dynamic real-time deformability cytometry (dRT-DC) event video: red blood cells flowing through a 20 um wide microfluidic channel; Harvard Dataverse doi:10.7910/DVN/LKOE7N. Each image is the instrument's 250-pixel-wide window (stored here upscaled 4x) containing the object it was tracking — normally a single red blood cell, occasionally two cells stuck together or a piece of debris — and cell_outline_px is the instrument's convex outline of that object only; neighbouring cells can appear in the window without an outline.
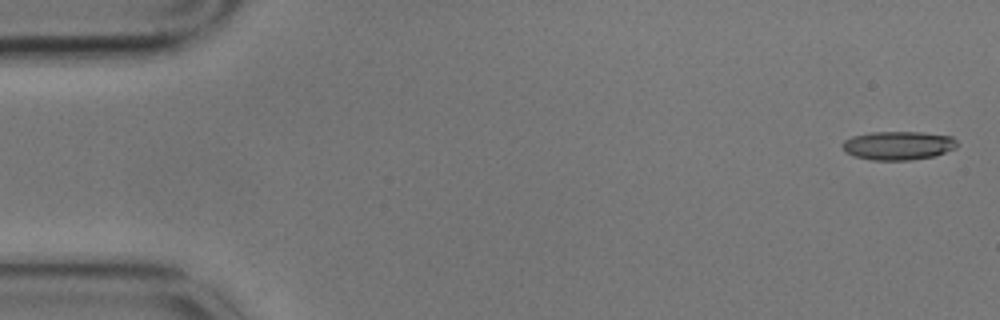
{"species": "common noctule bat (a hibernating species)", "species_latin": "Nyctalus noctula", "temperature_condition": "cold", "stored_images_in_passage": 4, "camera_frame_rate_fps": 3000, "um_per_image_px": 0.085, "animal": {"sex": "male", "body_mass_g": 17.9}, "frame": {"image": 1, "passage_image": 1, "time_ms": 0.0, "image_size_px": [1000, 320], "cell_outline_px": [[956, 148], [932, 156], [912, 160], [872, 160], [852, 156], [844, 152], [840, 144], [844, 140], [852, 136], [872, 132], [924, 132], [952, 136], [956, 140]], "centroid_in_image_um": [76.29, 12.37], "position_along_channel_um": 8.7, "area_um2": 19.31}}
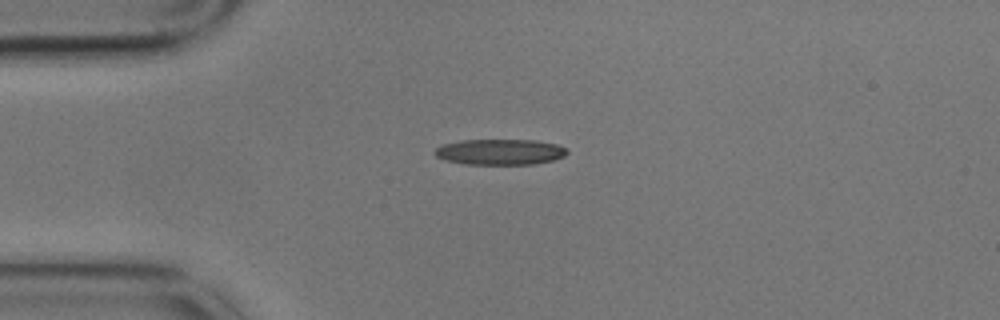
{"frame": {"image": 2, "passage_image": 4, "time_ms": 1.0, "image_size_px": [1000, 320], "cell_outline_px": [[568, 152], [564, 156], [552, 160], [532, 164], [464, 164], [444, 160], [436, 156], [432, 152], [440, 144], [460, 140], [536, 140], [556, 144], [568, 148]], "centroid_in_image_um": [42.46, 12.9], "position_along_channel_um": 42.5, "area_um2": 20.0}}